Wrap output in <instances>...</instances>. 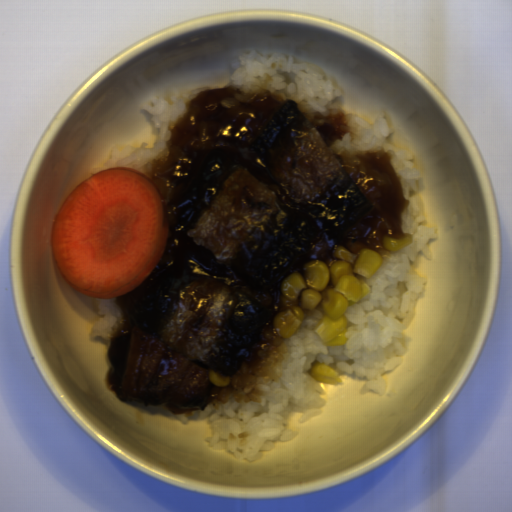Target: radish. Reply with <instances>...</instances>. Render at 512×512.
<instances>
[{
    "mask_svg": "<svg viewBox=\"0 0 512 512\" xmlns=\"http://www.w3.org/2000/svg\"><path fill=\"white\" fill-rule=\"evenodd\" d=\"M157 186L129 166L107 167L76 186L50 230L53 259L66 284L90 298L133 291L167 244Z\"/></svg>",
    "mask_w": 512,
    "mask_h": 512,
    "instance_id": "obj_1",
    "label": "radish"
}]
</instances>
